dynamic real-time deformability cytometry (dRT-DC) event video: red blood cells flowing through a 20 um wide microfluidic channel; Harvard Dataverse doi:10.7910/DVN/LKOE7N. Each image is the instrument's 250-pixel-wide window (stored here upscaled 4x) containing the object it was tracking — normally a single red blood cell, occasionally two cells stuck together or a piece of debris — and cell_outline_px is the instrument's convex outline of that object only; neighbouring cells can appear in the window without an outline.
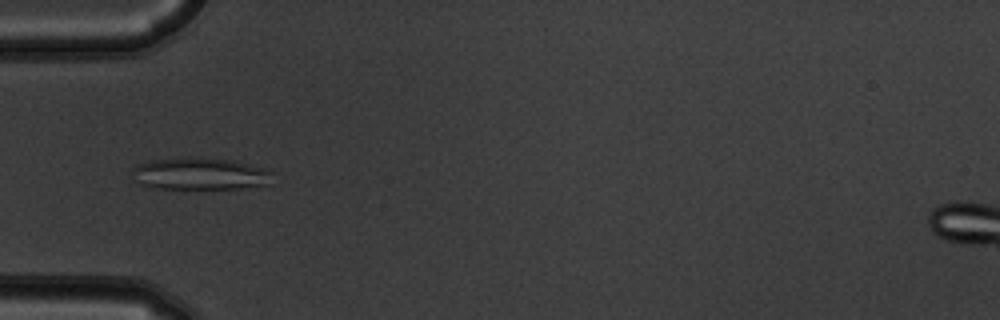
{"species": "common noctule bat (a hibernating species)", "species_latin": "Nyctalus noctula", "temperature_condition": "warm", "stored_images_in_passage": 6, "camera_frame_rate_fps": 3000, "um_per_image_px": 0.085, "animal": {"sex": "male", "body_mass_g": 19.5, "forearm_length_mm": 54.6}, "frame": {"image": 1, "passage_image": 4, "time_ms": 1.0, "image_size_px": [1000, 320], "cell_outline_px": [[272, 184], [240, 188], [196, 192], [152, 188], [136, 184], [132, 168], [136, 164], [152, 160], [196, 156], [232, 160], [264, 168], [272, 172]], "centroid_in_image_um": [16.96, 14.82], "position_along_channel_um": 68.0, "area_um2": 27.8}}
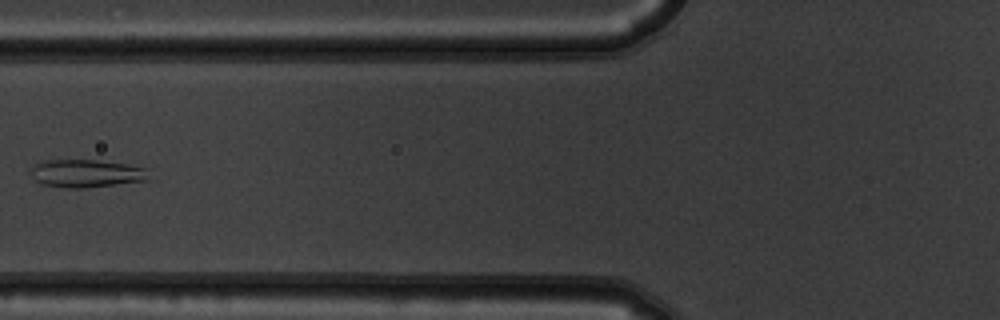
{"frame": {"image": 2, "passage_image": 5, "time_ms": 1.333, "image_size_px": [1000, 320], "cell_outline_px": [[148, 180], [80, 188], [64, 188], [40, 184], [32, 176], [32, 168], [36, 164], [44, 160], [96, 160], [128, 164], [148, 168]], "centroid_in_image_um": [7.34, 14.73], "position_along_channel_um": 118.5, "area_um2": 19.07}}